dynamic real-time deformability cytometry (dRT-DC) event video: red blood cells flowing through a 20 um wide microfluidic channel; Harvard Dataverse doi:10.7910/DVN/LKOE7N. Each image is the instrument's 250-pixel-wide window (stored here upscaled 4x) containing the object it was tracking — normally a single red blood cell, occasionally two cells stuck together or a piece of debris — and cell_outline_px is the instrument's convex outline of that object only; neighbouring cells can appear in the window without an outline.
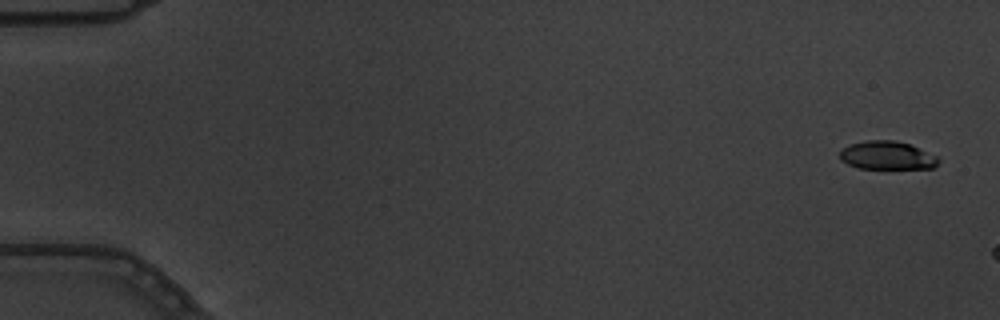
{"species": "common noctule bat (a hibernating species)", "species_latin": "Nyctalus noctula", "temperature_condition": "warm", "stored_images_in_passage": 2, "camera_frame_rate_fps": 3000, "um_per_image_px": 0.085, "animal": {"sex": "male", "body_mass_g": 19.5, "forearm_length_mm": 54.6}, "frame": {"image": 1, "passage_image": 1, "time_ms": 0.0, "image_size_px": [1000, 320], "cell_outline_px": [[940, 160], [932, 168], [856, 168], [840, 160], [840, 152], [844, 148], [852, 144], [868, 140], [896, 140], [908, 144], [940, 156]], "centroid_in_image_um": [75.43, 13.21], "position_along_channel_um": 9.6, "area_um2": 16.18}}